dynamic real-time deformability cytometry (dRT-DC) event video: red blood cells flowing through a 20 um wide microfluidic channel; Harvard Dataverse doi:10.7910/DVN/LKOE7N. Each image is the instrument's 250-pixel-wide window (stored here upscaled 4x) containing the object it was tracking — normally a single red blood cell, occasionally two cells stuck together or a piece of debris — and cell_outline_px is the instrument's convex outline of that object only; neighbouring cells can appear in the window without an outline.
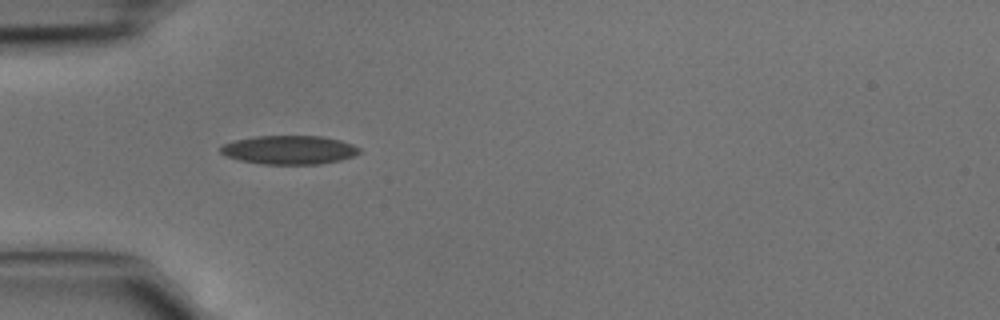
{"species": "common noctule bat (a hibernating species)", "species_latin": "Nyctalus noctula", "temperature_condition": "cold", "stored_images_in_passage": 2, "camera_frame_rate_fps": 3000, "um_per_image_px": 0.085, "animal": {"sex": "male", "body_mass_g": 15.6}, "frame": {"image": 1, "passage_image": 1, "time_ms": 0.0, "image_size_px": [1000, 320], "cell_outline_px": [[360, 152], [352, 156], [340, 160], [320, 164], [264, 164], [240, 160], [224, 156], [220, 152], [220, 148], [224, 144], [236, 140], [256, 136], [320, 136], [340, 140], [352, 144], [360, 148]], "centroid_in_image_um": [24.57, 12.74], "position_along_channel_um": 60.4, "area_um2": 23.12}}